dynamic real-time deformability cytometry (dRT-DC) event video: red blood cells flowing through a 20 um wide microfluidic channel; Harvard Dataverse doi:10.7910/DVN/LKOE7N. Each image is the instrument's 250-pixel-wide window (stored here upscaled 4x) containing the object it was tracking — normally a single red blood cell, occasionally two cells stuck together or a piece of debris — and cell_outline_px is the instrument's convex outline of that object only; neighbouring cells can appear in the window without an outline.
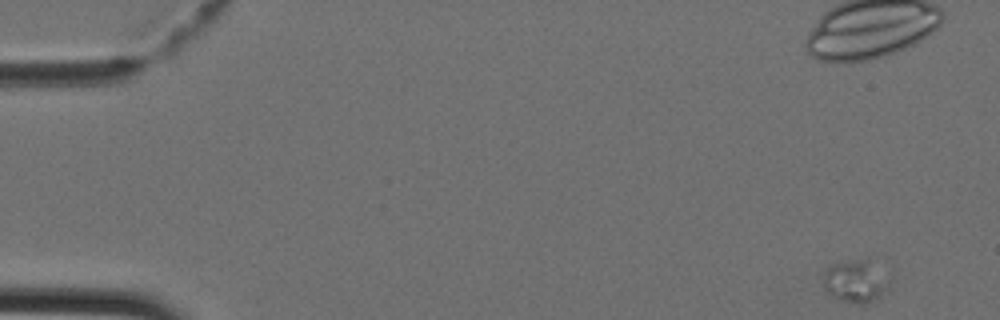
{"species": "Egyptian fruit bat (a non-hibernating species)", "species_latin": "Rousettus aegyptiacus", "temperature_condition": "cold", "stored_images_in_passage": 43, "camera_frame_rate_fps": 3000, "um_per_image_px": 0.085, "animal": {"sex": "female"}, "frame": {"image": 1, "passage_image": 1, "time_ms": 0.0, "image_size_px": [1000, 320], "cell_outline_px": [[888, 288], [880, 296], [864, 304], [856, 304], [840, 300], [832, 296], [824, 288], [824, 272], [832, 264], [848, 260], [868, 256], [888, 280]], "centroid_in_image_um": [72.7, 23.87], "position_along_channel_um": 12.3, "area_um2": 16.36}}